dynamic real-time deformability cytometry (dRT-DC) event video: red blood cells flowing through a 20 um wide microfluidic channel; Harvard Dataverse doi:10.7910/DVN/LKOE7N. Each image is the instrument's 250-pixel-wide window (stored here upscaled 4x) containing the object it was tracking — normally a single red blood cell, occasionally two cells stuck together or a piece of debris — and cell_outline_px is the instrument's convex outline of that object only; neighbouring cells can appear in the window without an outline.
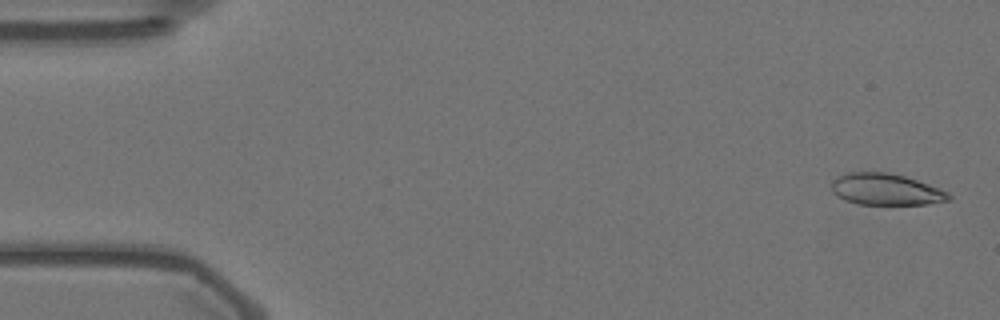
{"species": "Egyptian fruit bat (a non-hibernating species)", "species_latin": "Rousettus aegyptiacus", "temperature_condition": "warm", "stored_images_in_passage": 3, "camera_frame_rate_fps": 3000, "um_per_image_px": 0.085, "animal": {"sex": "female"}, "frame": {"image": 1, "passage_image": 2, "time_ms": 0.333, "image_size_px": [1000, 320], "cell_outline_px": [[952, 200], [928, 204], [856, 204], [844, 200], [836, 196], [832, 192], [832, 180], [836, 176], [848, 172], [888, 172], [904, 176], [940, 188], [948, 192], [952, 196]], "centroid_in_image_um": [75.29, 16.1], "position_along_channel_um": 9.7, "area_um2": 21.73}}